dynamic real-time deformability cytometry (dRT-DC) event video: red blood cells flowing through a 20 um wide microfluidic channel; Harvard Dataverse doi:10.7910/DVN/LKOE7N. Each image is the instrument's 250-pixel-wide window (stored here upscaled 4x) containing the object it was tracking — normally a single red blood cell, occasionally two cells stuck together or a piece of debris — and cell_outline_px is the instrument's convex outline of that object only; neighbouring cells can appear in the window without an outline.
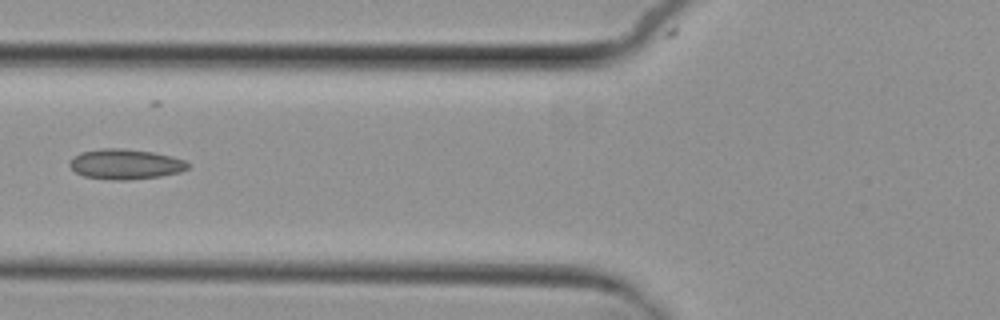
{"species": "common noctule bat (a hibernating species)", "species_latin": "Nyctalus noctula", "temperature_condition": "cold", "stored_images_in_passage": 6, "camera_frame_rate_fps": 3000, "um_per_image_px": 0.085, "animal": {"sex": "female", "body_mass_g": 29.2, "forearm_length_mm": 56.3}, "frame": {"image": 1, "passage_image": 4, "time_ms": 3.667, "image_size_px": [1000, 320], "cell_outline_px": [[188, 168], [180, 172], [160, 176], [128, 180], [112, 180], [84, 176], [76, 172], [68, 164], [80, 152], [100, 148], [120, 148], [152, 152], [172, 156], [184, 160], [188, 164]], "centroid_in_image_um": [10.66, 13.95], "position_along_channel_um": 115.1, "area_um2": 20.63}}
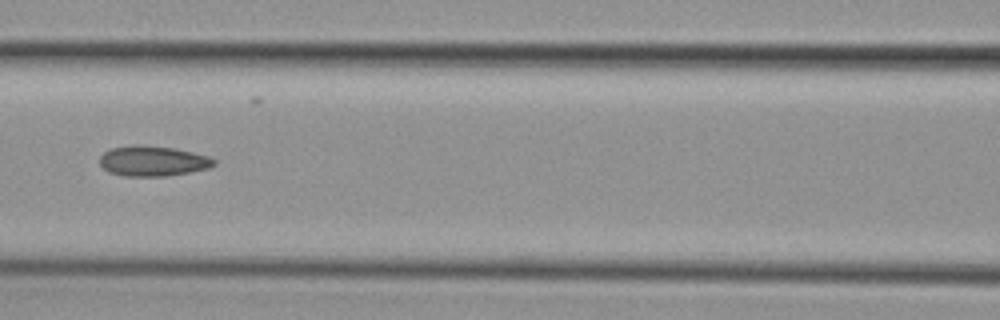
{"frame": {"image": 2, "passage_image": 5, "time_ms": 4.667, "image_size_px": [1000, 320], "cell_outline_px": [[216, 164], [208, 168], [188, 172], [164, 176], [124, 176], [108, 172], [100, 164], [100, 156], [104, 152], [112, 148], [136, 144], [140, 144], [176, 148], [208, 156], [216, 160]], "centroid_in_image_um": [12.98, 13.68], "position_along_channel_um": 153.6, "area_um2": 20.17}}